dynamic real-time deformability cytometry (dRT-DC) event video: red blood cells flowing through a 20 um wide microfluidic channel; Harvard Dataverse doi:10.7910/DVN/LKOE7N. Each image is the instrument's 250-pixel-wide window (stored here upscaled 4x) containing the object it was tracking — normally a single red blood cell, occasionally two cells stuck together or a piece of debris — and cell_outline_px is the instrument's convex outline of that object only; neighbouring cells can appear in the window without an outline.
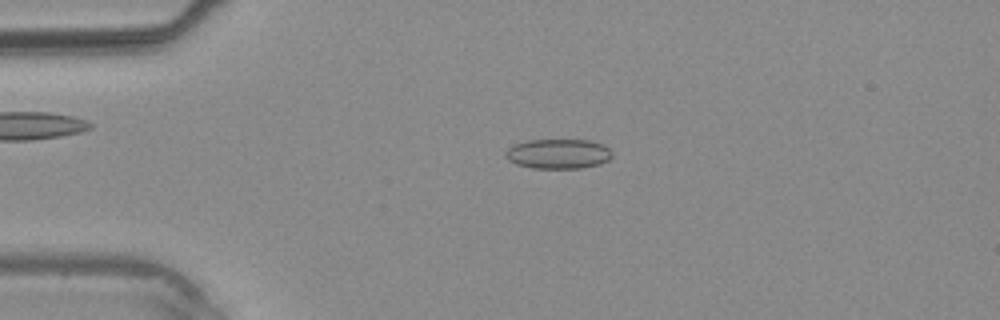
{"species": "common noctule bat (a hibernating species)", "species_latin": "Nyctalus noctula", "temperature_condition": "warm", "stored_images_in_passage": 30, "camera_frame_rate_fps": 3000, "um_per_image_px": 0.085, "animal": {"sex": "male", "body_mass_g": 20.4}, "frame": {"image": 1, "passage_image": 1, "time_ms": 0.0, "image_size_px": [1000, 320], "cell_outline_px": [[612, 156], [608, 160], [600, 164], [580, 168], [532, 168], [516, 164], [508, 160], [504, 156], [504, 152], [508, 148], [516, 144], [528, 140], [588, 140], [600, 144], [608, 148], [612, 152]], "centroid_in_image_um": [47.42, 13.08], "position_along_channel_um": 37.6, "area_um2": 18.44}}
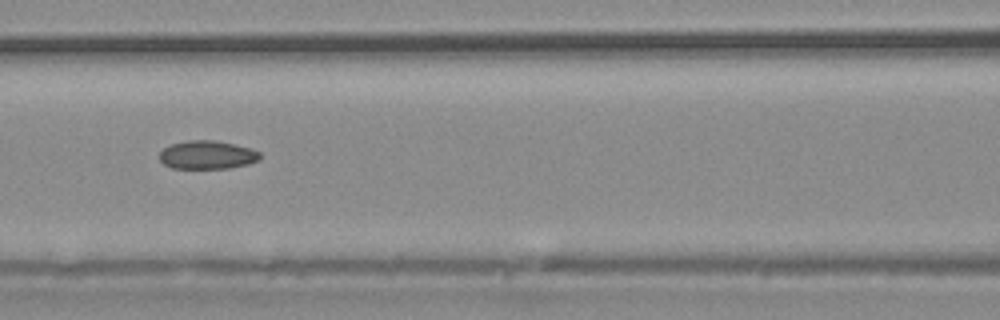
{"frame": {"image": 2, "passage_image": 9, "time_ms": 2.667, "image_size_px": [1000, 320], "cell_outline_px": [[260, 160], [248, 164], [228, 168], [172, 168], [164, 164], [160, 160], [160, 152], [164, 148], [172, 144], [188, 140], [216, 140], [248, 148], [260, 152]], "centroid_in_image_um": [17.61, 13.17], "position_along_channel_um": 149.0, "area_um2": 16.47}}